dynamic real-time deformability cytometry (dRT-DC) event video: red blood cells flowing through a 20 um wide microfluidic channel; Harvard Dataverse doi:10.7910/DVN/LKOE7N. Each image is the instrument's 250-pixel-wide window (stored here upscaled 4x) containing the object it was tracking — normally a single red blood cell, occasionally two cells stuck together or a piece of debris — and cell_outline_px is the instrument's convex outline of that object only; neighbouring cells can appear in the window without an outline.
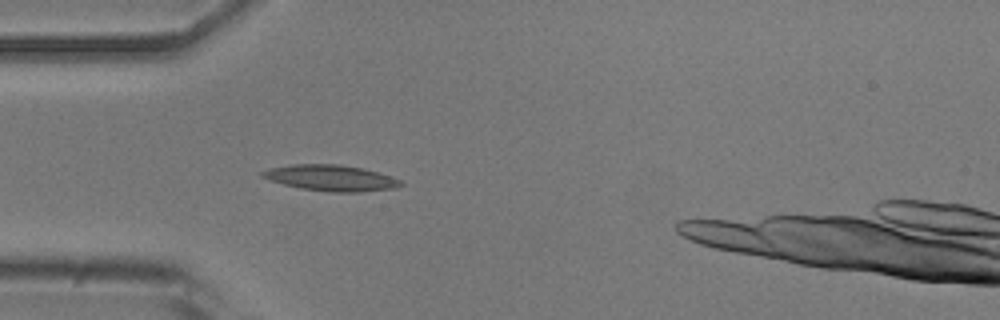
{"species": "common noctule bat (a hibernating species)", "species_latin": "Nyctalus noctula", "temperature_condition": "room temperature", "stored_images_in_passage": 34, "camera_frame_rate_fps": 3000, "um_per_image_px": 0.085, "animal": {"sex": "male", "body_mass_g": 20.5, "forearm_length_mm": 52.5}, "frame": {"image": 1, "passage_image": 1, "time_ms": 0.0, "image_size_px": [1000, 320], "cell_outline_px": [[404, 184], [396, 188], [360, 192], [328, 192], [300, 188], [284, 184], [260, 176], [260, 172], [268, 168], [292, 164], [340, 164], [364, 168], [400, 180]], "centroid_in_image_um": [28.11, 15.12], "position_along_channel_um": 56.9, "area_um2": 20.92}}
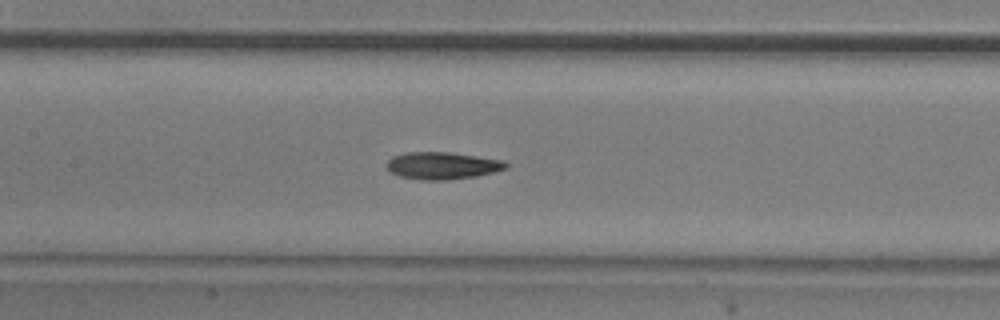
{"frame": {"image": 2, "passage_image": 10, "time_ms": 3.0, "image_size_px": [1000, 320], "cell_outline_px": [[508, 168], [496, 172], [476, 176], [448, 180], [420, 180], [400, 176], [392, 172], [388, 168], [388, 160], [392, 156], [404, 152], [448, 152], [504, 160], [508, 164]], "centroid_in_image_um": [37.63, 14.08], "position_along_channel_um": 169.8, "area_um2": 18.96}}
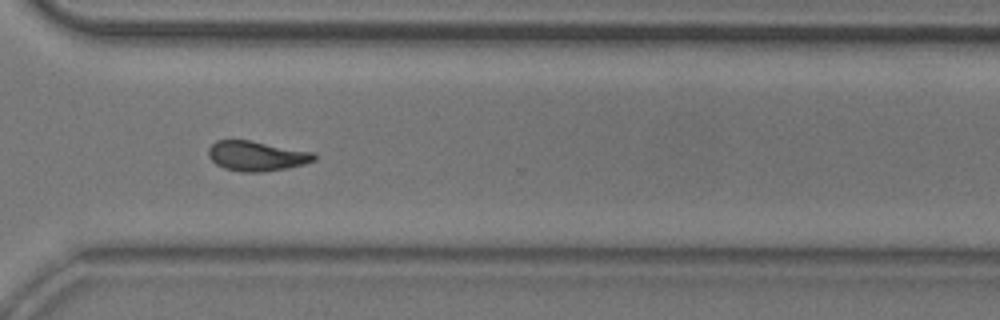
{"frame": {"image": 3, "passage_image": 24, "time_ms": 7.667, "image_size_px": [1000, 320], "cell_outline_px": [[316, 160], [304, 164], [288, 168], [260, 172], [244, 172], [224, 168], [216, 164], [208, 156], [208, 148], [216, 140], [252, 140], [316, 152]], "centroid_in_image_um": [21.85, 13.24], "position_along_channel_um": 348.8, "area_um2": 18.67}, "authors_computed_cell_mechanics": {"area_um2": 18.2937, "velocity_mm_per_s": 3.8449, "shape_relaxation_time_tau1_ms": 8.3562, "shape_relaxation_time_tau2_ms": 3.0715, "deformation_change_tau1": 0.217, "deformation_change_tau2": 0.0984}}